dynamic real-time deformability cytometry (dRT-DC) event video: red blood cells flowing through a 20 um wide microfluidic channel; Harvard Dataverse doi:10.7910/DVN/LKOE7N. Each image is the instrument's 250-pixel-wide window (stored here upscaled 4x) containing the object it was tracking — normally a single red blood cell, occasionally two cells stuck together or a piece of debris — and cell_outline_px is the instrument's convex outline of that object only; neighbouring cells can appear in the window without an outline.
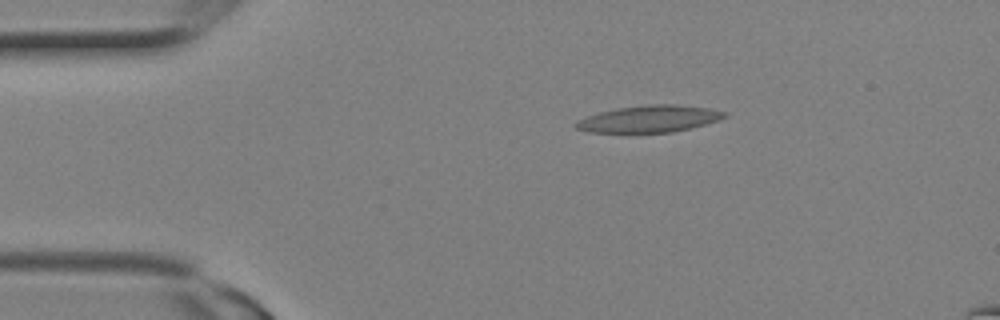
{"species": "Egyptian fruit bat (a non-hibernating species)", "species_latin": "Rousettus aegyptiacus", "temperature_condition": "room temperature", "stored_images_in_passage": 3, "camera_frame_rate_fps": 3000, "um_per_image_px": 0.085, "animal": {"sex": "female"}, "frame": {"image": 1, "passage_image": 1, "time_ms": 0.0, "image_size_px": [1000, 320], "cell_outline_px": [[728, 116], [720, 120], [672, 132], [588, 132], [576, 128], [572, 124], [576, 120], [600, 112], [616, 108], [652, 104], [676, 104], [708, 108], [728, 112]], "centroid_in_image_um": [55.19, 10.09], "position_along_channel_um": 29.8, "area_um2": 23.18}}